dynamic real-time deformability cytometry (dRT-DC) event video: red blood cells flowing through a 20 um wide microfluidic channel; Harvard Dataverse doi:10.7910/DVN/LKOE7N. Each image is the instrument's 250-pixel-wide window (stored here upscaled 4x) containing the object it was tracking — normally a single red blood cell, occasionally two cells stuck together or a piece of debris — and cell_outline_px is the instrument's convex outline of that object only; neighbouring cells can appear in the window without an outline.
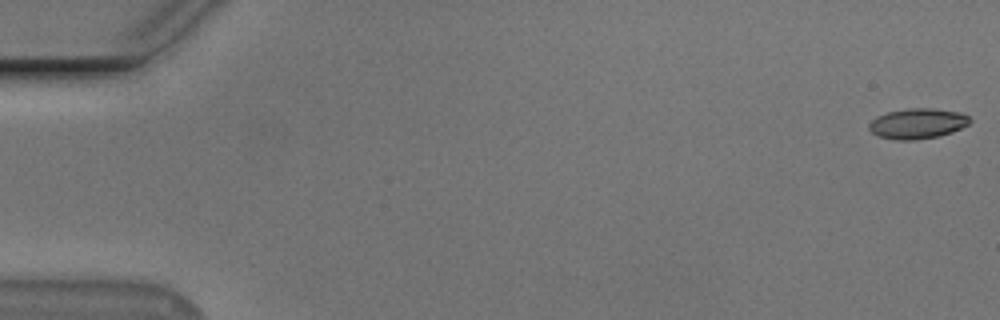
{"species": "Egyptian fruit bat (a non-hibernating species)", "species_latin": "Rousettus aegyptiacus", "temperature_condition": "cold", "stored_images_in_passage": 50, "camera_frame_rate_fps": 3000, "um_per_image_px": 0.085, "animal": {"sex": "male"}, "frame": {"image": 1, "passage_image": 1, "time_ms": 0.0, "image_size_px": [1000, 320], "cell_outline_px": [[972, 120], [968, 124], [952, 132], [940, 136], [916, 140], [896, 140], [880, 136], [872, 132], [868, 128], [868, 124], [876, 116], [888, 112], [908, 108], [932, 108], [960, 112], [968, 116]], "centroid_in_image_um": [77.99, 10.5], "position_along_channel_um": 7.0, "area_um2": 17.86}}
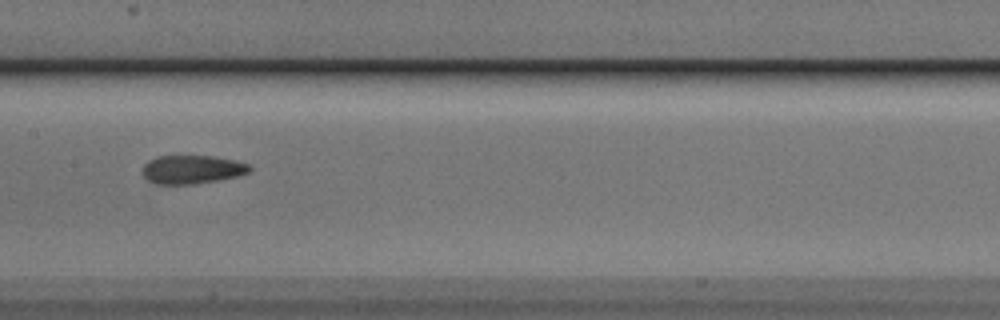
{"frame": {"image": 2, "passage_image": 28, "time_ms": 9.0, "image_size_px": [1000, 320], "cell_outline_px": [[252, 168], [248, 172], [240, 176], [192, 184], [156, 184], [148, 180], [144, 176], [144, 164], [148, 160], [156, 156], [212, 156], [232, 160], [248, 164]], "centroid_in_image_um": [16.31, 14.4], "position_along_channel_um": 191.1, "area_um2": 17.63}}
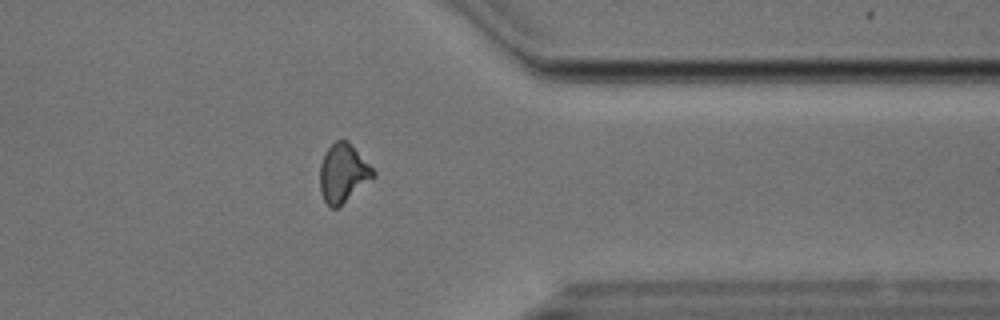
{"frame": {"image": 3, "passage_image": 44, "time_ms": 14.333, "image_size_px": [1000, 320], "cell_outline_px": [[376, 176], [336, 208], [332, 208], [324, 200], [320, 192], [320, 164], [328, 148], [336, 140], [348, 140], [376, 172]], "centroid_in_image_um": [29.17, 14.7], "position_along_channel_um": 382.2, "area_um2": 17.92}}